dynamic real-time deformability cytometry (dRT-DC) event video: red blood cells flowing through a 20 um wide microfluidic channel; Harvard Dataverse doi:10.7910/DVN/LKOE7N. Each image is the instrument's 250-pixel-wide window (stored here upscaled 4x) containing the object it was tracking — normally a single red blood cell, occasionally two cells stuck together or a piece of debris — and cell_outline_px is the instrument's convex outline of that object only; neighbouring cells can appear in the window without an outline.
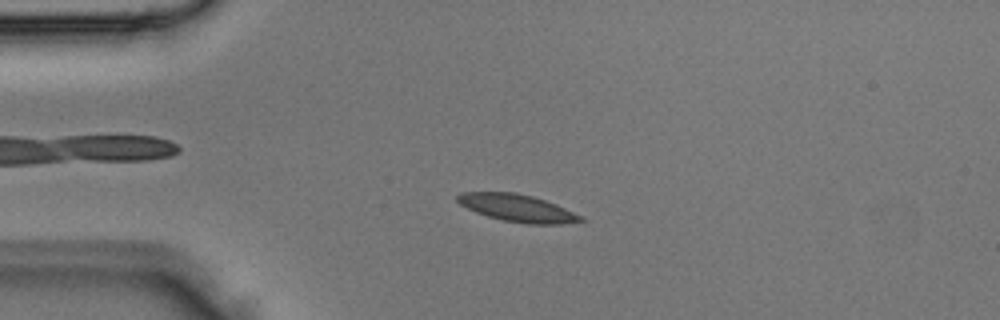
{"species": "Egyptian fruit bat (a non-hibernating species)", "species_latin": "Rousettus aegyptiacus", "temperature_condition": "room temperature", "stored_images_in_passage": 2, "camera_frame_rate_fps": 3000, "um_per_image_px": 0.085, "animal": {"sex": "male"}, "frame": {"image": 1, "passage_image": 2, "time_ms": 0.333, "image_size_px": [1000, 320], "cell_outline_px": [[588, 220], [560, 224], [528, 224], [504, 220], [488, 216], [476, 212], [460, 204], [456, 200], [456, 196], [460, 192], [516, 192], [532, 196], [556, 204], [584, 216]], "centroid_in_image_um": [44.01, 17.68], "position_along_channel_um": 41.0, "area_um2": 19.65}}